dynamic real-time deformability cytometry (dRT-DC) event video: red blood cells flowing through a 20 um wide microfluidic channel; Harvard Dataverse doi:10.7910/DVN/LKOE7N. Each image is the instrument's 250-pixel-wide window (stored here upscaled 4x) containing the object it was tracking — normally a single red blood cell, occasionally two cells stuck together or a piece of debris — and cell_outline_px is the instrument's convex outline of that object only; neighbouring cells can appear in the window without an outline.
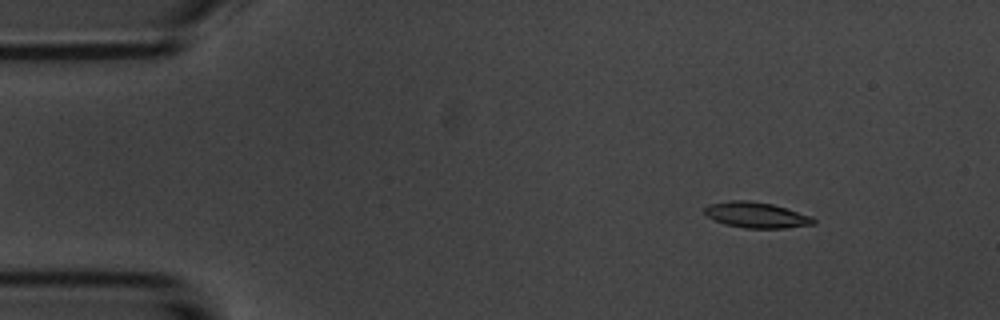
{"species": "common noctule bat (a hibernating species)", "species_latin": "Nyctalus noctula", "temperature_condition": "room temperature", "stored_images_in_passage": 5, "camera_frame_rate_fps": 3000, "um_per_image_px": 0.085, "animal": {"sex": "male", "body_mass_g": 20.1, "forearm_length_mm": 53.5}, "frame": {"image": 1, "passage_image": 1, "time_ms": 0.0, "image_size_px": [1000, 320], "cell_outline_px": [[816, 224], [784, 228], [744, 228], [724, 224], [708, 216], [704, 212], [704, 208], [708, 204], [732, 200], [748, 200], [772, 204], [812, 216], [816, 220]], "centroid_in_image_um": [64.3, 18.27], "position_along_channel_um": 20.7, "area_um2": 16.3}}
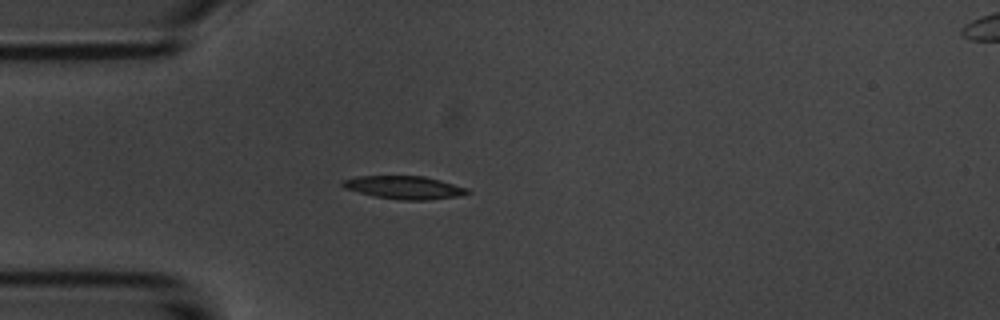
{"frame": {"image": 2, "passage_image": 3, "time_ms": 2.667, "image_size_px": [1000, 320], "cell_outline_px": [[472, 192], [460, 196], [428, 200], [396, 200], [372, 196], [344, 188], [340, 184], [340, 180], [356, 176], [424, 176], [440, 180], [468, 188]], "centroid_in_image_um": [34.33, 15.94], "position_along_channel_um": 50.7, "area_um2": 17.05}}